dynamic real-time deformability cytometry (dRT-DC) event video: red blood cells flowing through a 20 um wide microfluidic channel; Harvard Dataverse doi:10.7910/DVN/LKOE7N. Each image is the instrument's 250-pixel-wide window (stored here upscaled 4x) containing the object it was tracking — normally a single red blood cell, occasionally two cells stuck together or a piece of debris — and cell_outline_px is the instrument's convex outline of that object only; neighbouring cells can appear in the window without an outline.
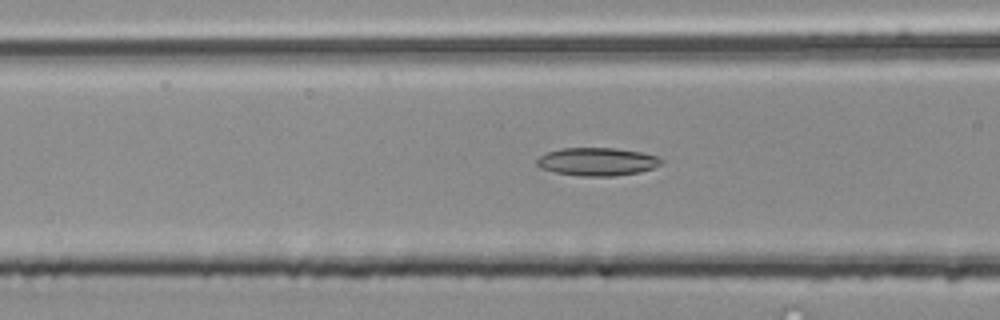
{"species": "common noctule bat (a hibernating species)", "species_latin": "Nyctalus noctula", "temperature_condition": "room temperature", "stored_images_in_passage": 38, "camera_frame_rate_fps": 3000, "um_per_image_px": 0.085, "animal": {"sex": "male", "body_mass_g": 20.4}, "frame": {"image": 1, "passage_image": 7, "time_ms": 2.0, "image_size_px": [1000, 320], "cell_outline_px": [[664, 160], [660, 164], [652, 168], [640, 172], [612, 176], [580, 176], [556, 172], [540, 168], [536, 164], [536, 160], [540, 156], [548, 152], [560, 148], [616, 148], [640, 152], [656, 156]], "centroid_in_image_um": [50.74, 13.74], "position_along_channel_um": 115.9, "area_um2": 20.23}}
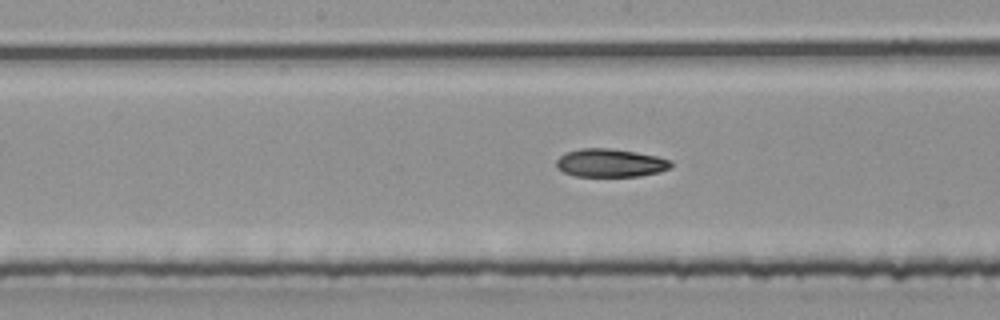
{"frame": {"image": 2, "passage_image": 13, "time_ms": 4.0, "image_size_px": [1000, 320], "cell_outline_px": [[672, 164], [668, 168], [660, 172], [640, 176], [576, 176], [564, 172], [556, 168], [556, 160], [564, 152], [580, 148], [608, 148], [636, 152], [656, 156], [668, 160]], "centroid_in_image_um": [51.82, 13.84], "position_along_channel_um": 196.4, "area_um2": 18.79}}
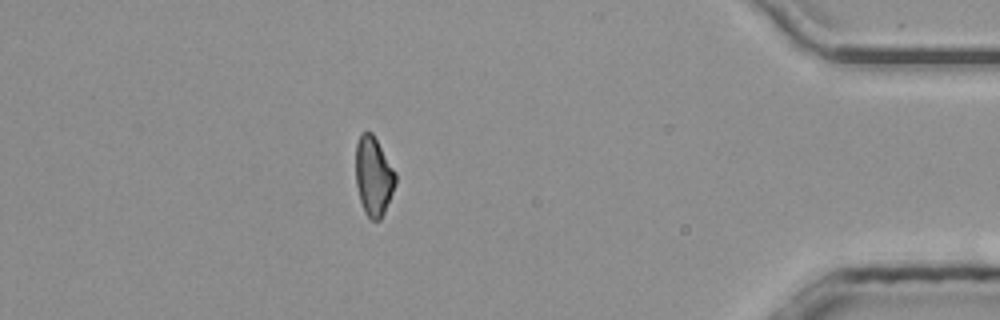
{"frame": {"image": 3, "passage_image": 32, "time_ms": 10.333, "image_size_px": [1000, 320], "cell_outline_px": [[396, 184], [384, 212], [380, 220], [372, 220], [364, 212], [360, 200], [356, 184], [356, 144], [360, 132], [372, 132], [396, 172]], "centroid_in_image_um": [31.75, 14.96], "position_along_channel_um": 403.5, "area_um2": 18.32}, "authors_computed_cell_mechanics": {"area_um2": 18.9873, "velocity_mm_per_s": 4.0113, "shape_relaxation_time_tau1_ms": 6.7646, "shape_relaxation_time_tau2_ms": null, "deformation_change_tau1": 0.1564, "deformation_change_tau2": null}}